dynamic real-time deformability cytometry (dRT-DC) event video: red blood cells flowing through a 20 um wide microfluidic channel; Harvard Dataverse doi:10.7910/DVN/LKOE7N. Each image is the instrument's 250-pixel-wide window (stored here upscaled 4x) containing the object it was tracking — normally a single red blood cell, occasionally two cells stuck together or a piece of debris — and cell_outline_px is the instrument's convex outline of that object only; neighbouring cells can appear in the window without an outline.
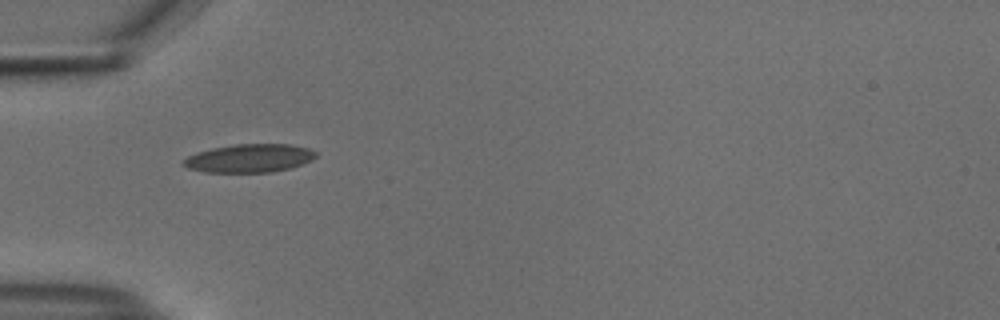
{"species": "common noctule bat (a hibernating species)", "species_latin": "Nyctalus noctula", "temperature_condition": "cold", "stored_images_in_passage": 26, "camera_frame_rate_fps": 3000, "um_per_image_px": 0.085, "animal": {"sex": "male", "body_mass_g": 18.8}, "frame": {"image": 1, "passage_image": 1, "time_ms": 0.0, "image_size_px": [1000, 320], "cell_outline_px": [[316, 156], [312, 160], [288, 168], [272, 172], [204, 172], [188, 168], [180, 164], [180, 160], [196, 152], [212, 148], [236, 144], [288, 144], [308, 148], [316, 152]], "centroid_in_image_um": [21.13, 13.45], "position_along_channel_um": 63.9, "area_um2": 21.85}}
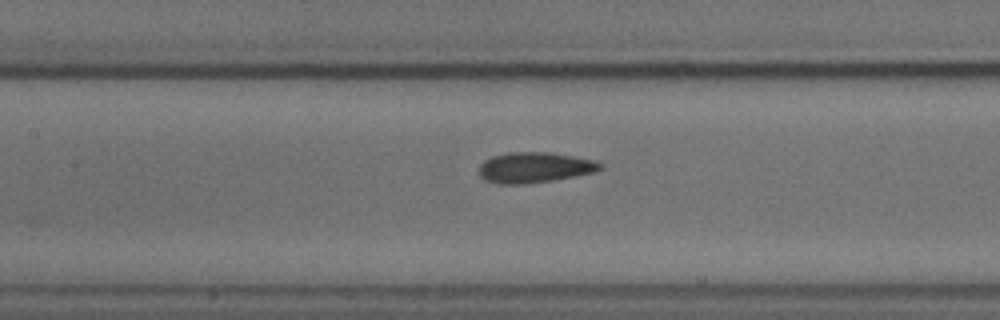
{"frame": {"image": 2, "passage_image": 9, "time_ms": 2.667, "image_size_px": [1000, 320], "cell_outline_px": [[604, 168], [596, 172], [576, 176], [528, 184], [496, 184], [484, 180], [480, 176], [480, 164], [484, 160], [492, 156], [508, 152], [548, 152], [596, 160]], "centroid_in_image_um": [45.43, 14.24], "position_along_channel_um": 162.0, "area_um2": 21.73}}
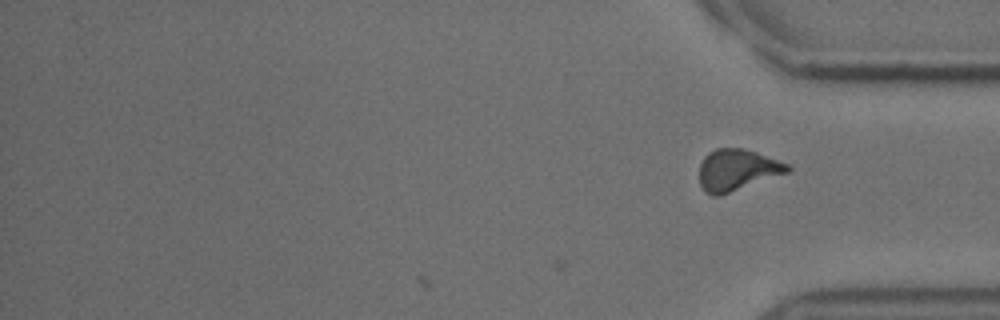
{"frame": {"image": 3, "passage_image": 26, "time_ms": 8.333, "image_size_px": [1000, 320], "cell_outline_px": [[792, 168], [788, 172], [720, 196], [712, 196], [704, 192], [700, 184], [700, 164], [704, 156], [708, 152], [716, 148], [744, 148], [756, 152], [788, 164]], "centroid_in_image_um": [62.62, 14.45], "position_along_channel_um": 372.6, "area_um2": 21.27}, "authors_computed_cell_mechanics": {"area_um2": 21.3282, "velocity_mm_per_s": 3.7369, "shape_relaxation_time_tau1_ms": null, "shape_relaxation_time_tau2_ms": 1.5429, "deformation_change_tau1": null, "deformation_change_tau2": 0.0661}}